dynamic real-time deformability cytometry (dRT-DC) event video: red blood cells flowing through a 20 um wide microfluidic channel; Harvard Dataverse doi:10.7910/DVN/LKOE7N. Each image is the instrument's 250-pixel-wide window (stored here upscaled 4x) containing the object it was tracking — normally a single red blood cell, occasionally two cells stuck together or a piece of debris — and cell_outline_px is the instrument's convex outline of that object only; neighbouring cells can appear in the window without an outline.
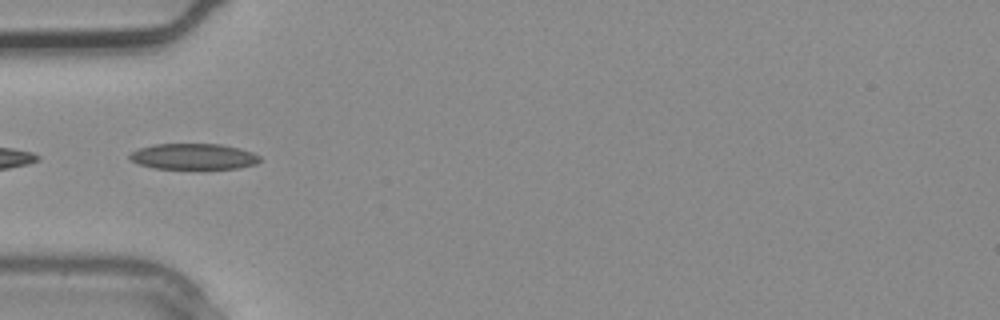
{"species": "common noctule bat (a hibernating species)", "species_latin": "Nyctalus noctula", "temperature_condition": "warm", "stored_images_in_passage": 2, "camera_frame_rate_fps": 3000, "um_per_image_px": 0.085, "animal": {"sex": "male", "body_mass_g": 20.4}, "frame": {"image": 1, "passage_image": 2, "time_ms": 0.333, "image_size_px": [1000, 320], "cell_outline_px": [[260, 160], [256, 164], [240, 168], [156, 168], [140, 164], [132, 160], [128, 156], [132, 152], [140, 148], [156, 144], [220, 144], [240, 148], [252, 152], [260, 156]], "centroid_in_image_um": [16.49, 13.29], "position_along_channel_um": 68.5, "area_um2": 19.36}}